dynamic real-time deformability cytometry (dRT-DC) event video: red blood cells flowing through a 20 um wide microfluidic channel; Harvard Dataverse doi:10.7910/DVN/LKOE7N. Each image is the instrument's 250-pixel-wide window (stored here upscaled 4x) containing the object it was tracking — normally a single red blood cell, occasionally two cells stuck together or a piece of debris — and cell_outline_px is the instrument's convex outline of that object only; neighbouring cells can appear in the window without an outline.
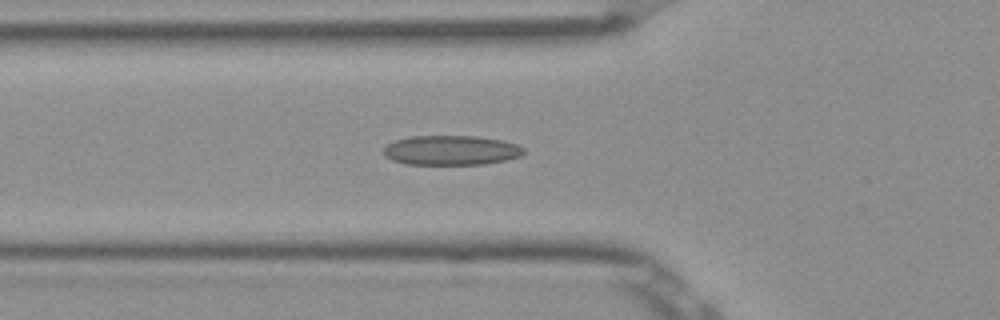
{"species": "Egyptian fruit bat (a non-hibernating species)", "species_latin": "Rousettus aegyptiacus", "temperature_condition": "room temperature", "stored_images_in_passage": 49, "camera_frame_rate_fps": 3000, "um_per_image_px": 0.085, "frame": {"image": 1, "passage_image": 18, "time_ms": 5.667, "image_size_px": [1000, 320], "cell_outline_px": [[524, 152], [520, 156], [504, 160], [484, 164], [404, 164], [392, 160], [384, 152], [384, 148], [388, 144], [396, 140], [408, 136], [476, 136], [500, 140], [516, 144], [524, 148]], "centroid_in_image_um": [38.34, 12.77], "position_along_channel_um": 87.5, "area_um2": 23.99}}
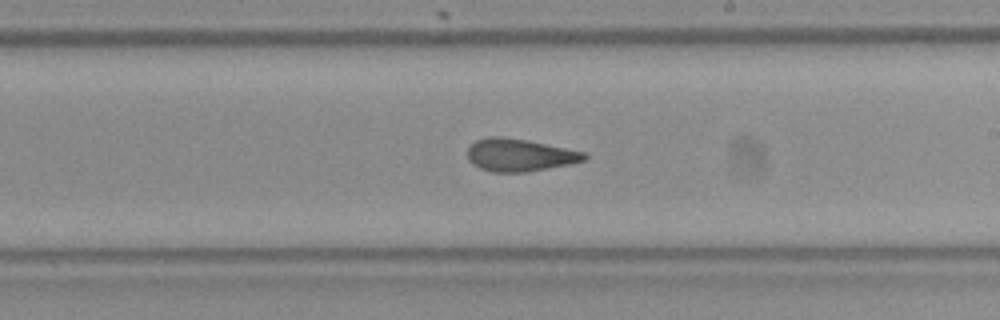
{"frame": {"image": 2, "passage_image": 30, "time_ms": 9.667, "image_size_px": [1000, 320], "cell_outline_px": [[588, 156], [584, 160], [572, 164], [528, 172], [492, 172], [480, 168], [472, 164], [468, 160], [468, 148], [476, 140], [488, 136], [504, 136], [528, 140], [584, 152]], "centroid_in_image_um": [44.15, 13.18], "position_along_channel_um": 244.8, "area_um2": 22.31}}
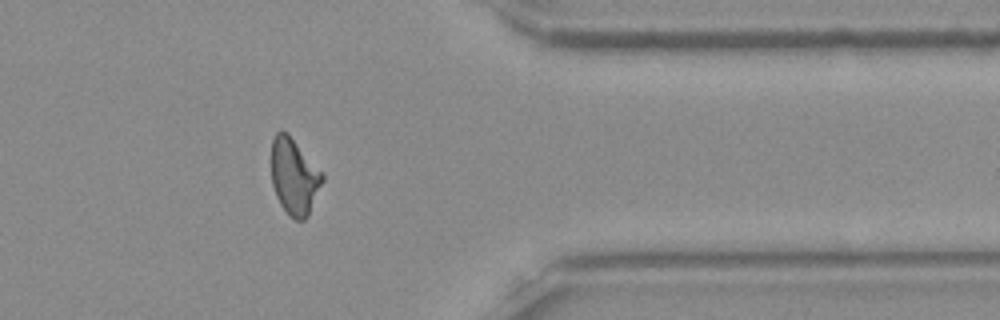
{"frame": {"image": 3, "passage_image": 42, "time_ms": 13.667, "image_size_px": [1000, 320], "cell_outline_px": [[324, 180], [308, 216], [304, 220], [296, 220], [288, 216], [280, 204], [276, 196], [272, 184], [272, 140], [276, 132], [288, 132], [324, 172]], "centroid_in_image_um": [25.03, 15.01], "position_along_channel_um": 386.4, "area_um2": 23.0}}